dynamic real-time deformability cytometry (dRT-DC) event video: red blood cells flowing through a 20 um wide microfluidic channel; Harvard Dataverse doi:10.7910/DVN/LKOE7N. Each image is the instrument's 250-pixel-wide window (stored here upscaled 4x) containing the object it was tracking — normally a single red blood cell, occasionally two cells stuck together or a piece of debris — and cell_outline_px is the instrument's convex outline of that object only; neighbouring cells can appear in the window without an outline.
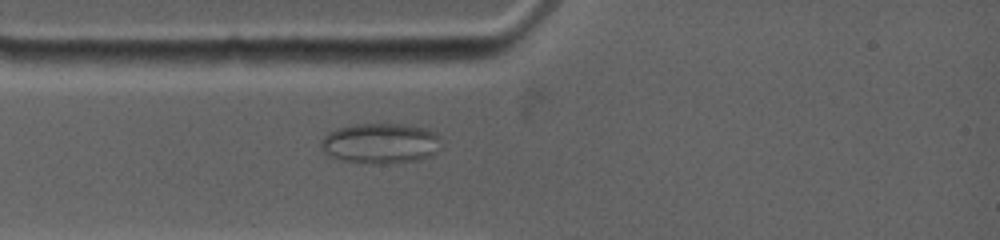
{"species": "common noctule bat (a hibernating species)", "species_latin": "Nyctalus noctula", "temperature_condition": "warm", "stored_images_in_passage": 17, "segment_of_instrument_passage": [1, 2], "camera_frame_rate_fps": 4500, "um_per_image_px": 0.085, "animal": {"sex": "female", "body_mass_g": 19.0, "forearm_length_mm": 53.3}, "frame": {"image": 1, "passage_image": 6, "time_ms": 2.444, "image_size_px": [1000, 240], "cell_outline_px": [[440, 136], [436, 152], [420, 160], [344, 160], [328, 156], [320, 144], [320, 140], [328, 132], [336, 128], [352, 124], [404, 124], [424, 128], [436, 132]], "centroid_in_image_um": [32.31, 12.1], "position_along_channel_um": 52.7, "area_um2": 27.11}}
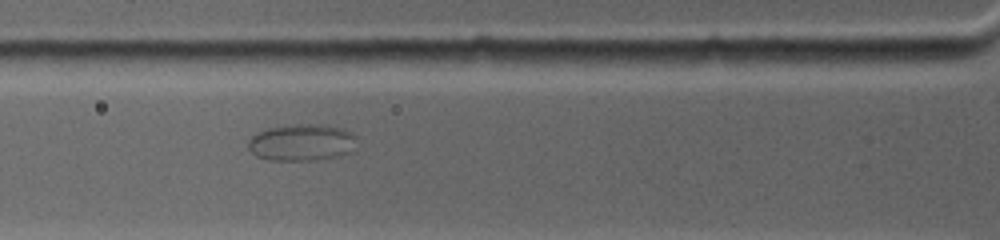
{"frame": {"image": 2, "passage_image": 9, "time_ms": 3.778, "image_size_px": [1000, 240], "cell_outline_px": [[356, 136], [348, 152], [336, 156], [312, 160], [268, 160], [256, 156], [248, 148], [248, 140], [256, 132], [264, 128], [280, 124], [328, 124], [344, 128], [352, 132]], "centroid_in_image_um": [25.57, 12.06], "position_along_channel_um": 100.2, "area_um2": 23.52}}
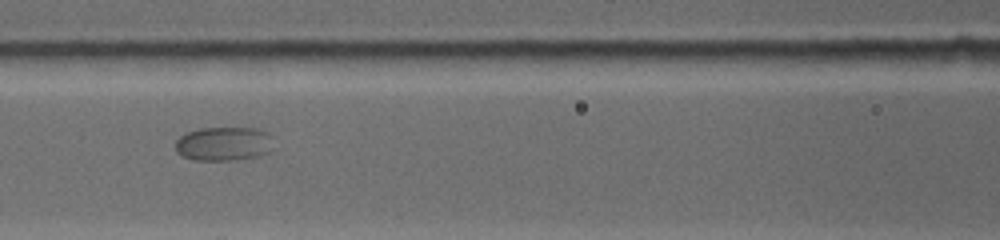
{"frame": {"image": 3, "passage_image": 12, "time_ms": 5.111, "image_size_px": [1000, 240], "cell_outline_px": [[280, 148], [256, 156], [236, 160], [196, 160], [184, 156], [176, 152], [176, 140], [180, 136], [188, 132], [200, 128], [256, 128], [268, 132], [272, 136]], "centroid_in_image_um": [19.13, 12.22], "position_along_channel_um": 147.5, "area_um2": 19.88}}